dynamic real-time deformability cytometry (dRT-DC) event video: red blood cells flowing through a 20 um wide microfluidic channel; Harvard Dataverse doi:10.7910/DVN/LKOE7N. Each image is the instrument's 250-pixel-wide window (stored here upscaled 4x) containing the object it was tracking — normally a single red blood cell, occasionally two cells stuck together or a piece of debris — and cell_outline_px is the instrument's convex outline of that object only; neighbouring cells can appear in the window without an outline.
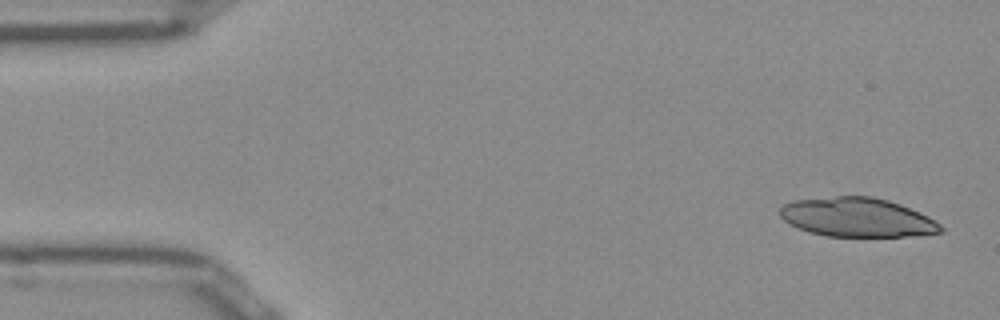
{"species": "Egyptian fruit bat (a non-hibernating species)", "species_latin": "Rousettus aegyptiacus", "temperature_condition": "room temperature", "stored_images_in_passage": 49, "camera_frame_rate_fps": 3000, "um_per_image_px": 0.085, "frame": {"image": 1, "passage_image": 1, "time_ms": 0.0, "image_size_px": [1000, 320], "cell_outline_px": [[944, 232], [904, 236], [828, 236], [808, 232], [788, 224], [780, 216], [780, 208], [784, 204], [796, 200], [836, 196], [872, 196], [888, 200], [900, 204], [920, 212], [928, 216], [940, 224], [944, 228]], "centroid_in_image_um": [72.86, 18.47], "position_along_channel_um": 12.1, "area_um2": 36.59}}